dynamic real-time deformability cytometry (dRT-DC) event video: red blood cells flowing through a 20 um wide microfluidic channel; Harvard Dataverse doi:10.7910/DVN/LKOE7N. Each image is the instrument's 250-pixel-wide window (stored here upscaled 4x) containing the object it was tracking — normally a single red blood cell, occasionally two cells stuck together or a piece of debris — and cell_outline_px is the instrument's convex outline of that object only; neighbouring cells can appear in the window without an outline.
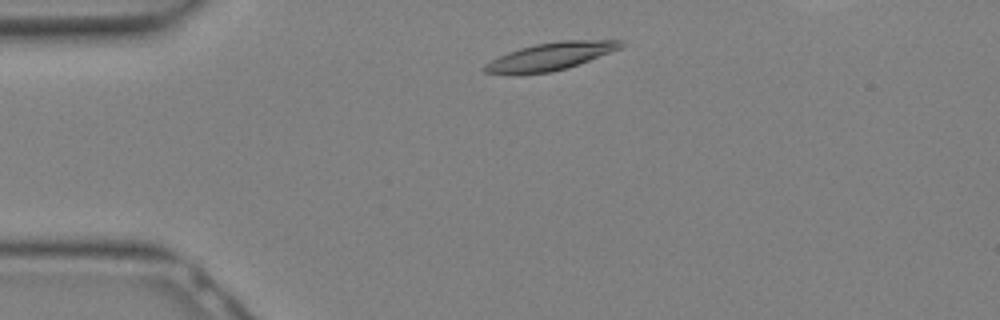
{"species": "Egyptian fruit bat (a non-hibernating species)", "species_latin": "Rousettus aegyptiacus", "temperature_condition": "warm", "stored_images_in_passage": 8, "camera_frame_rate_fps": 3000, "um_per_image_px": 0.085, "animal": {"sex": "female"}, "frame": {"image": 1, "passage_image": 2, "time_ms": 0.333, "image_size_px": [1000, 320], "cell_outline_px": [[624, 44], [620, 48], [568, 68], [552, 72], [516, 76], [512, 76], [484, 72], [480, 68], [484, 64], [508, 52], [520, 48], [536, 44], [560, 40], [624, 40]], "centroid_in_image_um": [46.7, 4.83], "position_along_channel_um": 38.3, "area_um2": 22.25}}
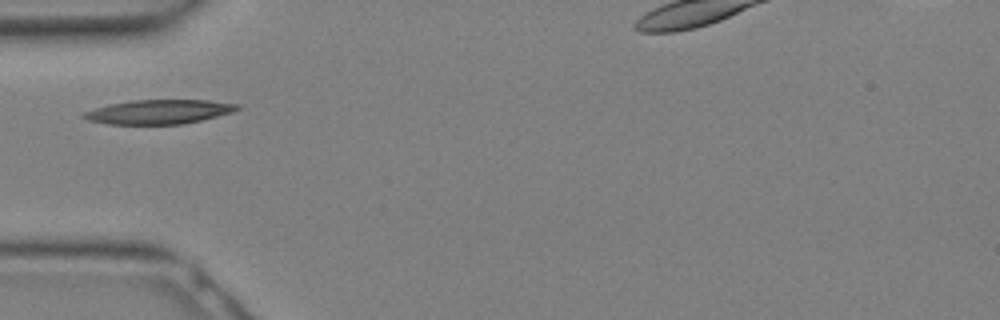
{"frame": {"image": 2, "passage_image": 5, "time_ms": 1.333, "image_size_px": [1000, 320], "cell_outline_px": [[240, 108], [232, 112], [184, 124], [108, 124], [88, 120], [80, 116], [84, 112], [108, 104], [132, 100], [208, 100], [240, 104]], "centroid_in_image_um": [13.5, 9.5], "position_along_channel_um": 71.5, "area_um2": 21.62}}
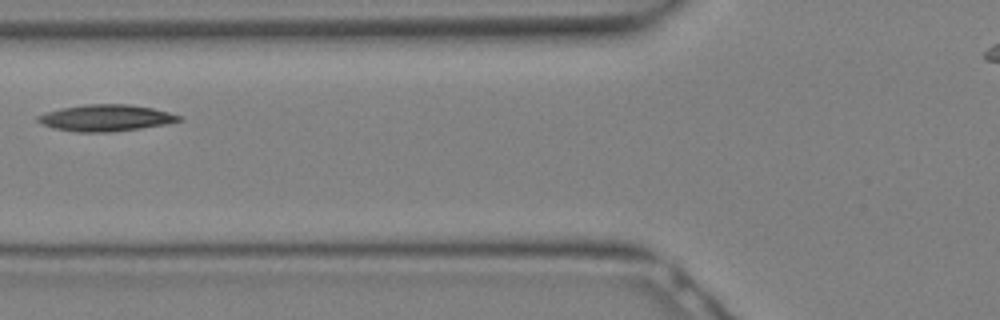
{"frame": {"image": 3, "passage_image": 7, "time_ms": 2.0, "image_size_px": [1000, 320], "cell_outline_px": [[184, 120], [168, 124], [140, 128], [108, 132], [76, 132], [52, 128], [36, 120], [36, 116], [60, 108], [88, 104], [128, 104], [152, 108], [184, 116]], "centroid_in_image_um": [9.04, 10.02], "position_along_channel_um": 116.8, "area_um2": 21.85}}